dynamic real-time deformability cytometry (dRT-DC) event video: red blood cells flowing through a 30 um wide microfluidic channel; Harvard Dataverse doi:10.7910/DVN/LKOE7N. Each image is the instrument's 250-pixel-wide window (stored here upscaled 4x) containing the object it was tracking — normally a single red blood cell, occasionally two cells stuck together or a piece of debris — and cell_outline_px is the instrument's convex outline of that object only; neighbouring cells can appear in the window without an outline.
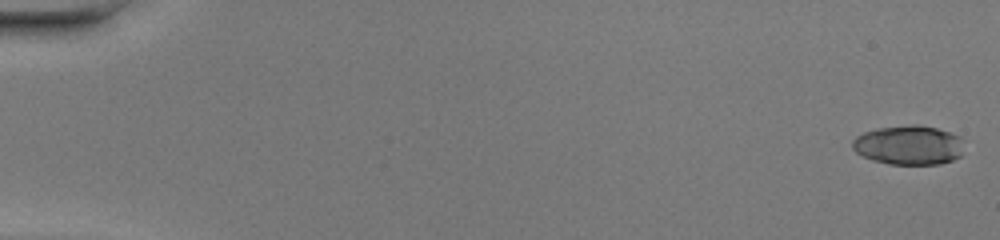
{"species": "common noctule bat (a hibernating species)", "species_latin": "Nyctalus noctula", "temperature_condition": "warm", "stored_images_in_passage": 48, "camera_frame_rate_fps": 3000, "um_per_image_px": 0.085, "animal": {"sex": "female", "body_mass_g": 20.0, "forearm_length_mm": 54.0}, "frame": {"image": 1, "passage_image": 1, "time_ms": 0.0, "image_size_px": [1000, 240], "cell_outline_px": [[960, 156], [952, 160], [940, 164], [888, 164], [872, 160], [856, 152], [852, 148], [852, 140], [856, 136], [864, 132], [876, 128], [912, 124], [920, 124], [936, 128], [960, 136]], "centroid_in_image_um": [77.19, 12.32], "position_along_channel_um": 7.8, "area_um2": 25.49}}
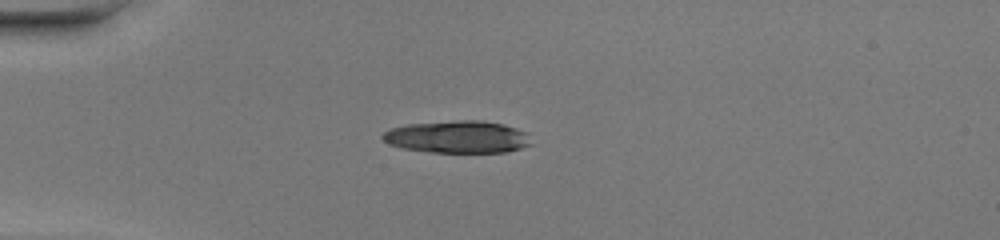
{"frame": {"image": 2, "passage_image": 14, "time_ms": 4.333, "image_size_px": [1000, 240], "cell_outline_px": [[532, 144], [520, 148], [504, 152], [432, 152], [400, 148], [388, 144], [380, 136], [384, 132], [392, 128], [408, 124], [456, 120], [480, 120], [504, 124], [528, 132]], "centroid_in_image_um": [38.9, 11.63], "position_along_channel_um": 46.1, "area_um2": 28.09}}